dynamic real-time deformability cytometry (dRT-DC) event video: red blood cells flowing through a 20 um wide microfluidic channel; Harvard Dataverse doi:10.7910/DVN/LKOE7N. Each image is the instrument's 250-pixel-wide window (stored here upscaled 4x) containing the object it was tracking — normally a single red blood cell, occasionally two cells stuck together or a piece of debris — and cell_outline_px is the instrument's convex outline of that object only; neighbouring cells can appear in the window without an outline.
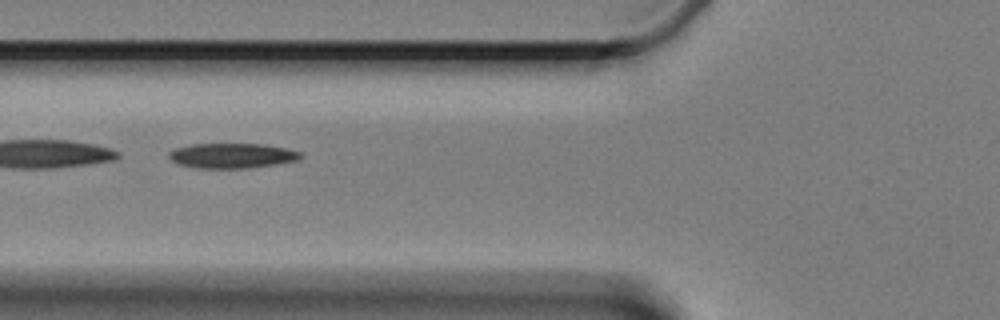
{"species": "Egyptian fruit bat (a non-hibernating species)", "species_latin": "Rousettus aegyptiacus", "temperature_condition": "cold", "stored_images_in_passage": 4, "camera_frame_rate_fps": 3000, "um_per_image_px": 0.085, "animal": {"sex": "female"}, "frame": {"image": 1, "passage_image": 3, "time_ms": 4.0, "image_size_px": [1000, 320], "cell_outline_px": [[304, 156], [296, 160], [276, 164], [248, 168], [196, 168], [180, 164], [172, 160], [168, 156], [168, 152], [176, 148], [192, 144], [264, 144], [288, 148], [300, 152]], "centroid_in_image_um": [19.74, 13.23], "position_along_channel_um": 106.1, "area_um2": 19.13}}